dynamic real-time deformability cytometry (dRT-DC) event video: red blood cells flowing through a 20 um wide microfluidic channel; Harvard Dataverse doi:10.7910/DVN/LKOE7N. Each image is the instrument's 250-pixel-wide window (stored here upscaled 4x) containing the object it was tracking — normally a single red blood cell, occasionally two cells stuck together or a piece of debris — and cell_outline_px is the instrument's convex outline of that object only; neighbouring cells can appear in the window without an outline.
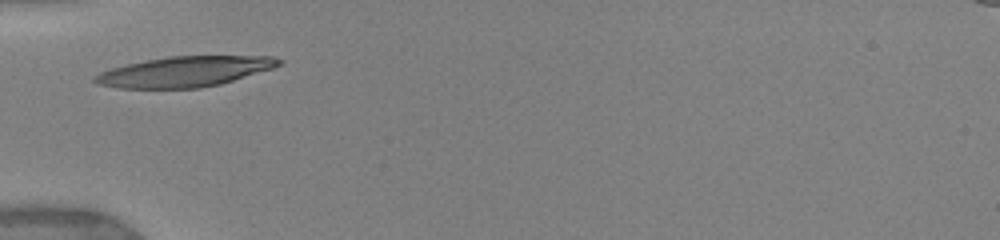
{"species": "human", "species_latin": "Homo sapiens", "temperature_condition": "warm", "stored_images_in_passage": 53, "camera_frame_rate_fps": 3000, "um_per_image_px": 0.085, "donor": {"sex": "female"}, "frame": {"image": 1, "passage_image": 1, "time_ms": 0.0, "image_size_px": [1000, 240], "cell_outline_px": [[284, 60], [280, 64], [272, 68], [220, 84], [200, 88], [116, 88], [100, 84], [92, 80], [92, 76], [100, 72], [112, 68], [144, 60], [172, 56], [272, 56]], "centroid_in_image_um": [15.67, 6.08], "position_along_channel_um": 69.3, "area_um2": 32.31}}